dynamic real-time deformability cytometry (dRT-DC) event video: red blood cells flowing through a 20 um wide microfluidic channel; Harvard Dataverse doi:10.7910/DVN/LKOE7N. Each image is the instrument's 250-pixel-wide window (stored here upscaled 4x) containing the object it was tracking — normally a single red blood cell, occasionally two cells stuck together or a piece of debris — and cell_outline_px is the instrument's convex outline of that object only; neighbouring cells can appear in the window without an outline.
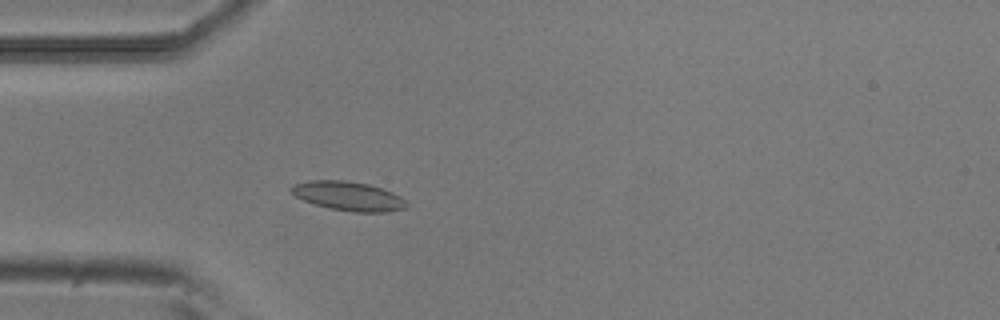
{"species": "common noctule bat (a hibernating species)", "species_latin": "Nyctalus noctula", "temperature_condition": "room temperature", "stored_images_in_passage": 14, "camera_frame_rate_fps": 3000, "um_per_image_px": 0.085, "animal": {"sex": "male", "body_mass_g": 20.5, "forearm_length_mm": 52.5}, "frame": {"image": 1, "passage_image": 4, "time_ms": 1.0, "image_size_px": [1000, 320], "cell_outline_px": [[408, 204], [404, 208], [388, 212], [352, 212], [332, 208], [316, 204], [304, 200], [296, 196], [288, 188], [296, 184], [308, 180], [344, 180], [368, 184], [392, 192], [400, 196]], "centroid_in_image_um": [29.62, 16.66], "position_along_channel_um": 55.4, "area_um2": 19.31}}
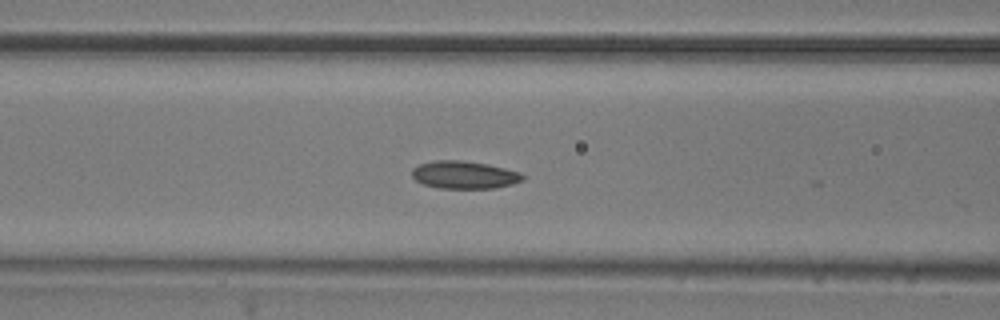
{"frame": {"image": 2, "passage_image": 10, "time_ms": 3.0, "image_size_px": [1000, 320], "cell_outline_px": [[524, 180], [512, 184], [496, 188], [440, 188], [424, 184], [416, 180], [412, 176], [412, 168], [420, 164], [432, 160], [464, 160], [488, 164], [520, 172], [524, 176]], "centroid_in_image_um": [39.47, 14.85], "position_along_channel_um": 127.1, "area_um2": 17.92}}
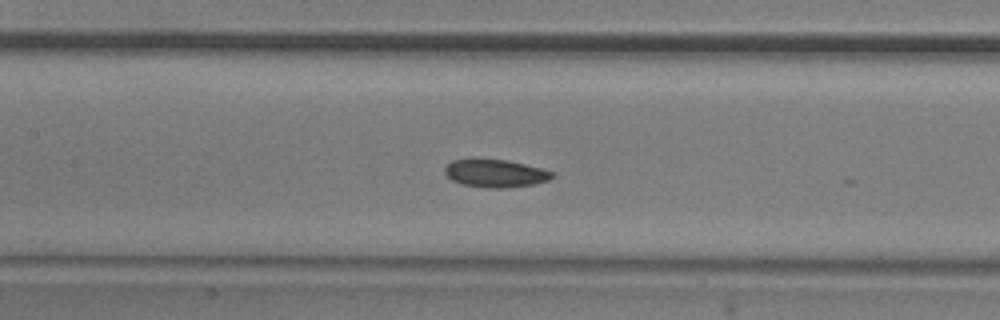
{"frame": {"image": 3, "passage_image": 13, "time_ms": 4.0, "image_size_px": [1000, 320], "cell_outline_px": [[552, 176], [548, 180], [532, 184], [504, 188], [492, 188], [464, 184], [452, 180], [444, 172], [444, 168], [452, 160], [468, 156], [476, 156], [504, 160], [524, 164], [540, 168], [552, 172]], "centroid_in_image_um": [42.0, 14.68], "position_along_channel_um": 165.4, "area_um2": 17.63}}